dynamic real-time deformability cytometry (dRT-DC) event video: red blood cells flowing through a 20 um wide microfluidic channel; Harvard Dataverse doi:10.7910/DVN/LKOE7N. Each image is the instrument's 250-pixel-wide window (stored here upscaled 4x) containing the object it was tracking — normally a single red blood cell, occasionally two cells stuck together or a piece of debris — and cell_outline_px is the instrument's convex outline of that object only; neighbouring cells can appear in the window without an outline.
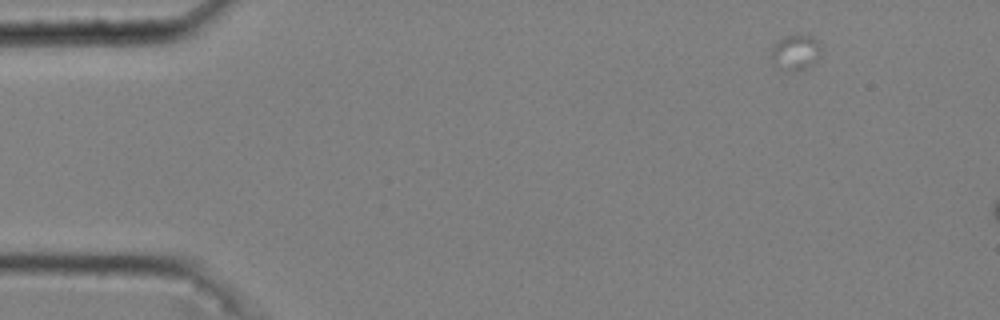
{"species": "common noctule bat (a hibernating species)", "species_latin": "Nyctalus noctula", "temperature_condition": "cold", "stored_images_in_passage": 7, "camera_frame_rate_fps": 3000, "um_per_image_px": 0.085, "animal": {"sex": "male", "body_mass_g": 20.4}, "frame": {"image": 1, "passage_image": 1, "time_ms": 0.0, "image_size_px": [1000, 320], "cell_outline_px": [[820, 56], [816, 64], [796, 72], [784, 72], [776, 68], [772, 64], [772, 48], [784, 36], [796, 32], [800, 32], [812, 36], [816, 40], [820, 48]], "centroid_in_image_um": [67.63, 4.47], "position_along_channel_um": 17.4, "area_um2": 10.92}}